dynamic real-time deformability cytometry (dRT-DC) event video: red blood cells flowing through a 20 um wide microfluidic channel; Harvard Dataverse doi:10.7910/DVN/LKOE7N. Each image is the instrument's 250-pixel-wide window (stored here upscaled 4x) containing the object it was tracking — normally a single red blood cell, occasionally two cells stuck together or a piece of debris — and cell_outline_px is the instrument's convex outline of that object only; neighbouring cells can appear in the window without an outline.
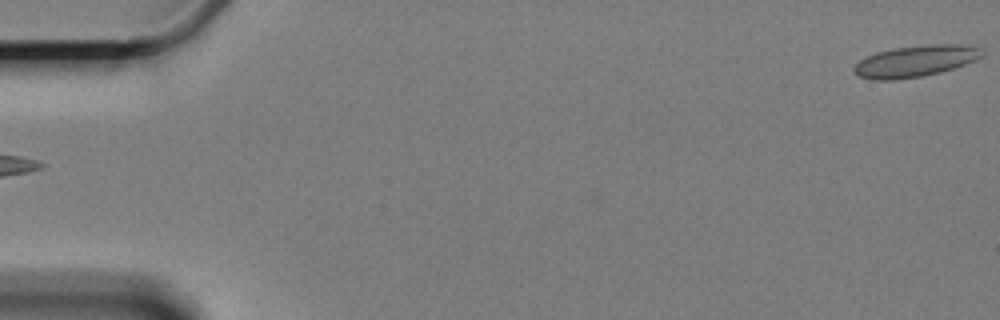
{"species": "Egyptian fruit bat (a non-hibernating species)", "species_latin": "Rousettus aegyptiacus", "temperature_condition": "cold", "stored_images_in_passage": 9, "camera_frame_rate_fps": 3000, "um_per_image_px": 0.085, "animal": {"sex": "female"}, "frame": {"image": 1, "passage_image": 1, "time_ms": 0.0, "image_size_px": [1000, 320], "cell_outline_px": [[984, 56], [976, 60], [940, 72], [920, 76], [896, 80], [872, 80], [860, 76], [852, 72], [852, 68], [860, 60], [876, 52], [892, 48], [932, 44], [960, 44], [984, 48]], "centroid_in_image_um": [77.82, 5.19], "position_along_channel_um": 7.2, "area_um2": 23.52}}
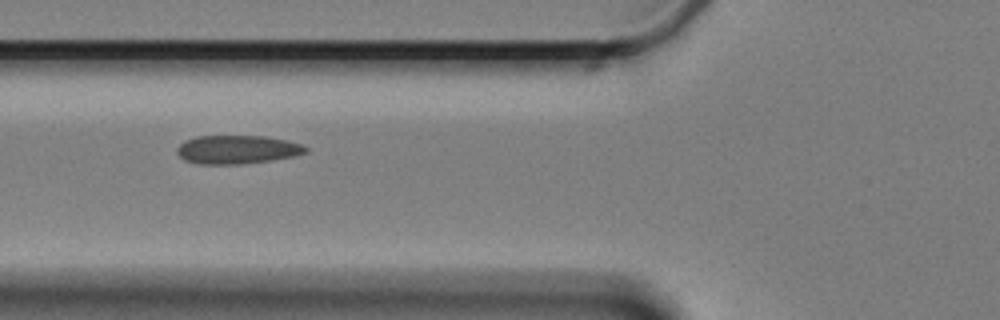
{"frame": {"image": 2, "passage_image": 7, "time_ms": 7.333, "image_size_px": [1000, 320], "cell_outline_px": [[308, 152], [292, 156], [272, 160], [240, 164], [196, 164], [184, 160], [176, 152], [176, 148], [184, 140], [196, 136], [264, 136], [288, 140], [304, 144], [308, 148]], "centroid_in_image_um": [20.16, 12.71], "position_along_channel_um": 105.6, "area_um2": 21.62}}
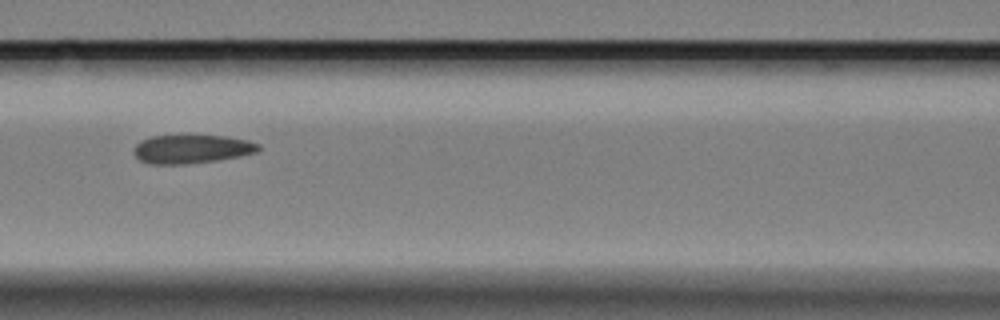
{"frame": {"image": 3, "passage_image": 8, "time_ms": 8.667, "image_size_px": [1000, 320], "cell_outline_px": [[260, 148], [256, 152], [216, 160], [184, 164], [148, 164], [140, 160], [132, 152], [132, 148], [140, 140], [152, 136], [228, 136], [248, 140], [260, 144]], "centroid_in_image_um": [16.24, 12.66], "position_along_channel_um": 150.4, "area_um2": 20.69}}